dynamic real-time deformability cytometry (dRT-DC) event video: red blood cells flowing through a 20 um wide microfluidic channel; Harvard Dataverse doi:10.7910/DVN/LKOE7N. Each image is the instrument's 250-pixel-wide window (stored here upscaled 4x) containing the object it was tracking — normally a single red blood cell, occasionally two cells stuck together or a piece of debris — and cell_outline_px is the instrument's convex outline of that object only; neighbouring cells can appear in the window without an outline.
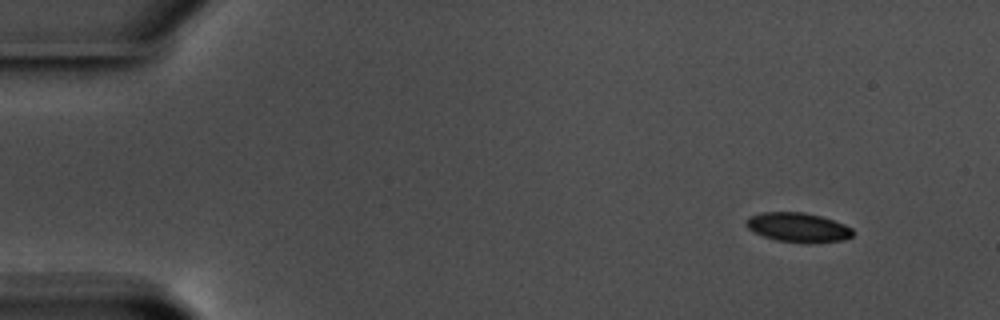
{"species": "common noctule bat (a hibernating species)", "species_latin": "Nyctalus noctula", "temperature_condition": "warm", "stored_images_in_passage": 12, "camera_frame_rate_fps": 3000, "um_per_image_px": 0.085, "animal": {"sex": "male", "body_mass_g": 17.5, "forearm_length_mm": 52.3}, "frame": {"image": 1, "passage_image": 1, "time_ms": 0.0, "image_size_px": [1000, 320], "cell_outline_px": [[852, 236], [844, 240], [776, 240], [764, 236], [748, 228], [744, 220], [748, 216], [760, 212], [804, 212], [820, 216], [844, 224], [852, 228]], "centroid_in_image_um": [67.76, 19.26], "position_along_channel_um": 17.2, "area_um2": 17.4}}